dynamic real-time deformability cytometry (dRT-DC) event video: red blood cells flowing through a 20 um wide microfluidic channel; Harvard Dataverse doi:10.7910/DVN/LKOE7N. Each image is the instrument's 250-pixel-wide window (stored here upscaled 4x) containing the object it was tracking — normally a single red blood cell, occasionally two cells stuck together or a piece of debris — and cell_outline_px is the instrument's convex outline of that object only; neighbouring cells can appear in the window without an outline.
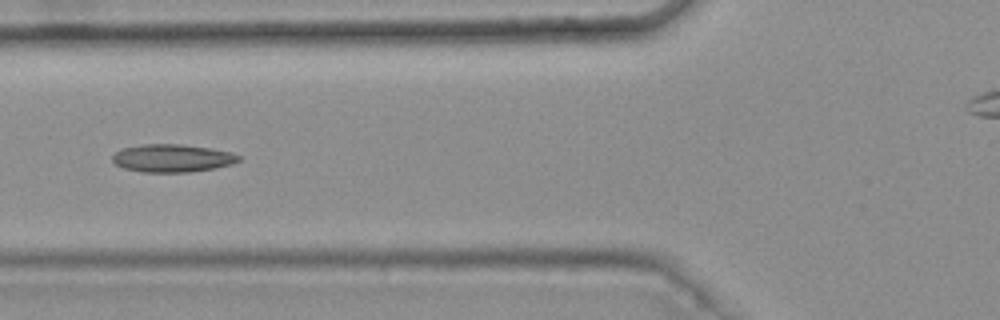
{"species": "common noctule bat (a hibernating species)", "species_latin": "Nyctalus noctula", "temperature_condition": "warm", "stored_images_in_passage": 9, "camera_frame_rate_fps": 3000, "um_per_image_px": 0.085, "animal": {"sex": "female", "body_mass_g": 25.1}, "frame": {"image": 1, "passage_image": 6, "time_ms": 1.667, "image_size_px": [1000, 320], "cell_outline_px": [[240, 160], [232, 164], [216, 168], [192, 172], [140, 172], [124, 168], [116, 164], [112, 160], [112, 156], [116, 152], [124, 148], [144, 144], [180, 144], [208, 148], [232, 152], [240, 156]], "centroid_in_image_um": [14.66, 13.45], "position_along_channel_um": 111.1, "area_um2": 20.46}}
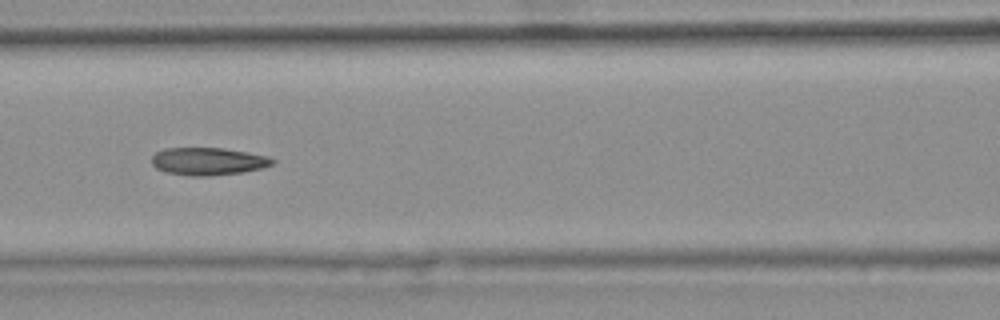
{"frame": {"image": 2, "passage_image": 7, "time_ms": 2.0, "image_size_px": [1000, 320], "cell_outline_px": [[276, 160], [272, 164], [260, 168], [244, 172], [208, 176], [188, 176], [164, 172], [156, 168], [152, 164], [152, 156], [156, 152], [164, 148], [224, 148], [248, 152], [268, 156]], "centroid_in_image_um": [17.67, 13.71], "position_along_channel_um": 148.9, "area_um2": 19.54}}